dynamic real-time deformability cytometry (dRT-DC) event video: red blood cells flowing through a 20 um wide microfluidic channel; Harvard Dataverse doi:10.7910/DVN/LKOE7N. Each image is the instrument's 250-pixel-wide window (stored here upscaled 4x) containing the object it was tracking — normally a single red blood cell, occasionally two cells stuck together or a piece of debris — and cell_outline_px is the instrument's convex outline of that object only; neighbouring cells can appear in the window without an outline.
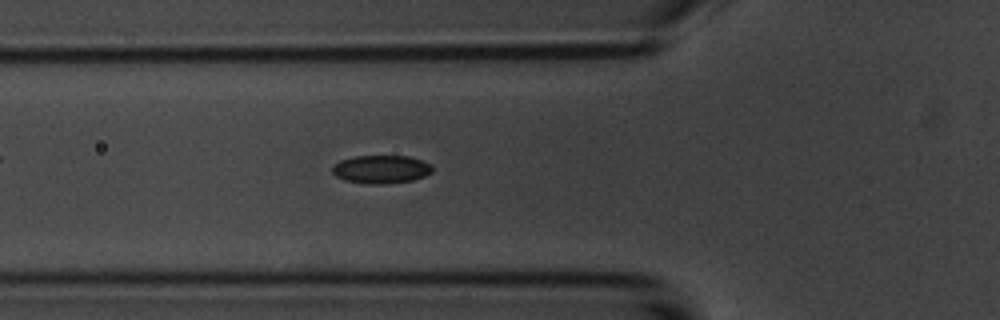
{"species": "common noctule bat (a hibernating species)", "species_latin": "Nyctalus noctula", "temperature_condition": "room temperature", "stored_images_in_passage": 52, "camera_frame_rate_fps": 3000, "um_per_image_px": 0.085, "animal": {"sex": "male", "body_mass_g": 20.1, "forearm_length_mm": 53.5}, "frame": {"image": 1, "passage_image": 16, "time_ms": 5.0, "image_size_px": [1000, 320], "cell_outline_px": [[432, 172], [424, 176], [412, 180], [384, 184], [368, 184], [344, 180], [336, 176], [332, 172], [332, 168], [340, 160], [356, 156], [408, 156], [432, 164]], "centroid_in_image_um": [32.4, 14.39], "position_along_channel_um": 93.4, "area_um2": 16.36}}
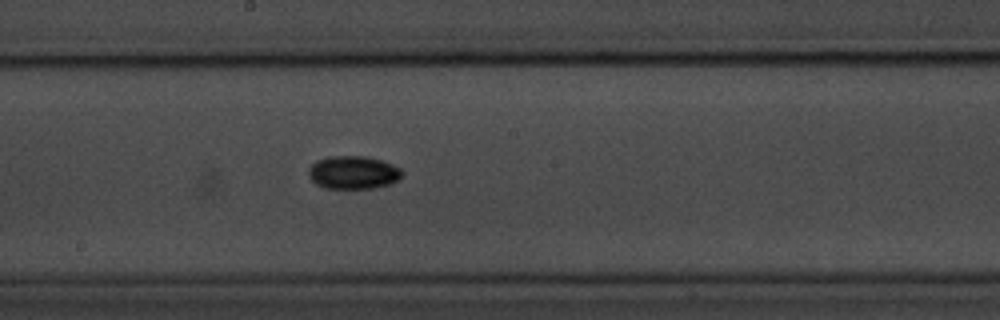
{"frame": {"image": 2, "passage_image": 26, "time_ms": 8.333, "image_size_px": [1000, 320], "cell_outline_px": [[404, 172], [396, 180], [388, 184], [372, 188], [324, 188], [316, 184], [308, 176], [308, 168], [316, 160], [328, 156], [364, 156], [380, 160], [392, 164], [400, 168]], "centroid_in_image_um": [29.98, 14.65], "position_along_channel_um": 218.2, "area_um2": 17.98}}
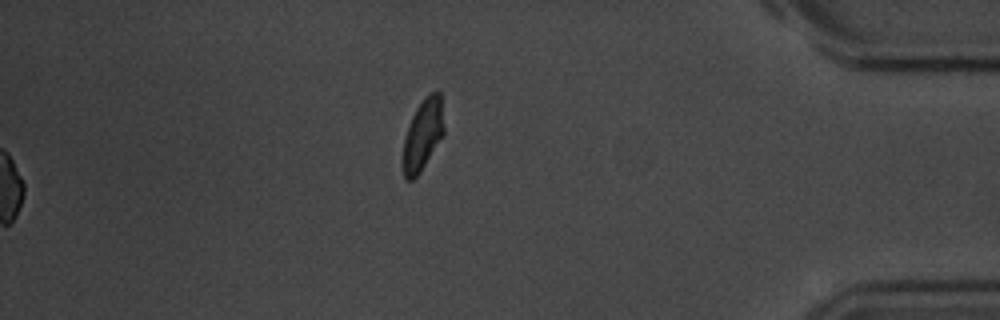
{"frame": {"image": 3, "passage_image": 52, "time_ms": 17.0, "image_size_px": [1000, 320], "cell_outline_px": [[444, 136], [420, 172], [412, 180], [408, 180], [404, 176], [404, 140], [412, 116], [416, 108], [424, 96], [428, 92], [440, 92], [444, 128]], "centroid_in_image_um": [35.97, 11.41], "position_along_channel_um": 399.2, "area_um2": 16.82}, "authors_computed_cell_mechanics": {"area_um2": 16.0684, "velocity_mm_per_s": 3.7217, "shape_relaxation_time_tau1_ms": 1.953, "shape_relaxation_time_tau2_ms": null, "deformation_change_tau1": 0.092, "deformation_change_tau2": null}}